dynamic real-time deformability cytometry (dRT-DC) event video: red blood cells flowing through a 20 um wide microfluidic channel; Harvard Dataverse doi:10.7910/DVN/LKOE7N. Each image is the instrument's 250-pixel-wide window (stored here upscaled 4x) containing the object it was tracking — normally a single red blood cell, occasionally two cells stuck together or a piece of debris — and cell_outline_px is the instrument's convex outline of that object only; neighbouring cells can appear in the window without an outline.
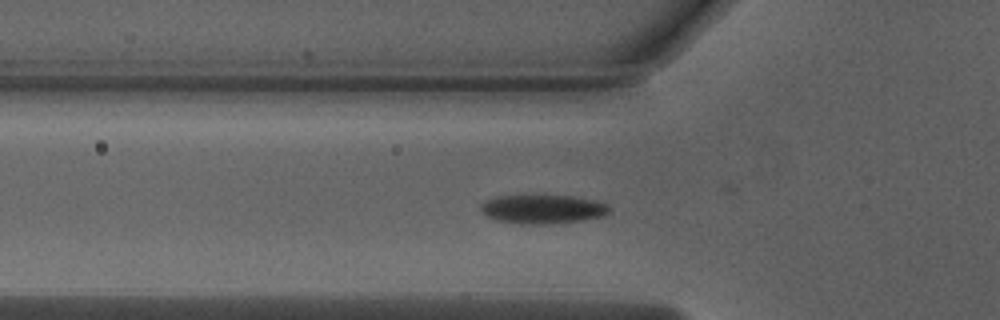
{"species": "Egyptian fruit bat (a non-hibernating species)", "species_latin": "Rousettus aegyptiacus", "temperature_condition": "warm", "stored_images_in_passage": 32, "camera_frame_rate_fps": 3000, "um_per_image_px": 0.085, "animal": {"sex": "male"}, "frame": {"image": 1, "passage_image": 8, "time_ms": 2.333, "image_size_px": [1000, 320], "cell_outline_px": [[612, 212], [604, 216], [580, 220], [544, 224], [536, 224], [496, 220], [488, 216], [480, 208], [480, 204], [484, 200], [496, 196], [572, 196], [596, 200], [608, 204], [612, 208]], "centroid_in_image_um": [46.19, 17.76], "position_along_channel_um": 79.6, "area_um2": 21.44}}
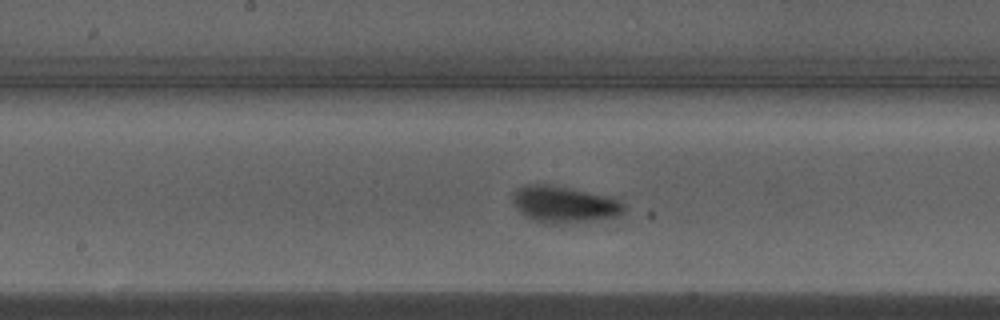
{"frame": {"image": 2, "passage_image": 17, "time_ms": 5.333, "image_size_px": [1000, 320], "cell_outline_px": [[624, 212], [616, 216], [588, 220], [536, 220], [524, 216], [516, 208], [512, 200], [512, 196], [520, 188], [528, 184], [548, 184], [568, 188], [604, 196], [620, 200], [624, 204]], "centroid_in_image_um": [47.93, 17.32], "position_along_channel_um": 200.3, "area_um2": 22.2}}
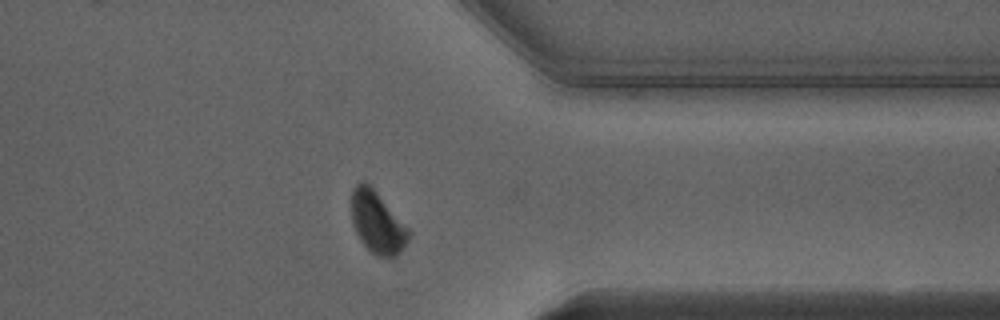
{"frame": {"image": 3, "passage_image": 31, "time_ms": 10.0, "image_size_px": [1000, 320], "cell_outline_px": [[412, 232], [408, 240], [400, 252], [392, 260], [376, 256], [360, 240], [352, 224], [352, 188], [356, 184], [364, 180], [376, 192]], "centroid_in_image_um": [32.08, 18.95], "position_along_channel_um": 379.3, "area_um2": 20.58}, "authors_computed_cell_mechanics": {"area_um2": 21.9929, "velocity_mm_per_s": 4.0084, "shape_relaxation_time_tau1_ms": 3.7468, "shape_relaxation_time_tau2_ms": null, "deformation_change_tau1": 0.1707, "deformation_change_tau2": null}}